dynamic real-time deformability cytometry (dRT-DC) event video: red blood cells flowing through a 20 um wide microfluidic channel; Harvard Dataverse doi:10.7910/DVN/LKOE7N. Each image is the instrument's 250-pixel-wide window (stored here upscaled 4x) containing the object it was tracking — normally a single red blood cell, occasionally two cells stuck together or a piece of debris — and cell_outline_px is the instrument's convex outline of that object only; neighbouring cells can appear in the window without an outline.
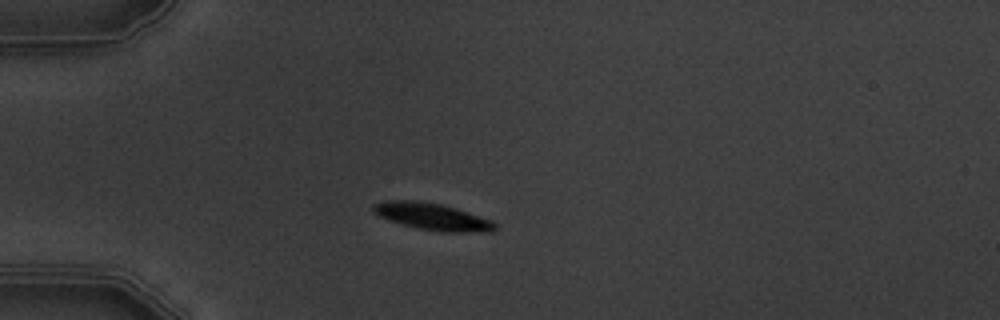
{"species": "common noctule bat (a hibernating species)", "species_latin": "Nyctalus noctula", "temperature_condition": "warm", "stored_images_in_passage": 8, "camera_frame_rate_fps": 3000, "um_per_image_px": 0.085, "animal": {"sex": "male", "body_mass_g": 19.5, "forearm_length_mm": 54.6}, "frame": {"image": 1, "passage_image": 3, "time_ms": 2.333, "image_size_px": [1000, 320], "cell_outline_px": [[496, 228], [492, 232], [440, 232], [416, 228], [380, 216], [372, 212], [372, 204], [384, 200], [416, 200], [440, 204], [456, 208], [492, 220], [496, 224]], "centroid_in_image_um": [36.76, 18.41], "position_along_channel_um": 48.2, "area_um2": 19.13}}